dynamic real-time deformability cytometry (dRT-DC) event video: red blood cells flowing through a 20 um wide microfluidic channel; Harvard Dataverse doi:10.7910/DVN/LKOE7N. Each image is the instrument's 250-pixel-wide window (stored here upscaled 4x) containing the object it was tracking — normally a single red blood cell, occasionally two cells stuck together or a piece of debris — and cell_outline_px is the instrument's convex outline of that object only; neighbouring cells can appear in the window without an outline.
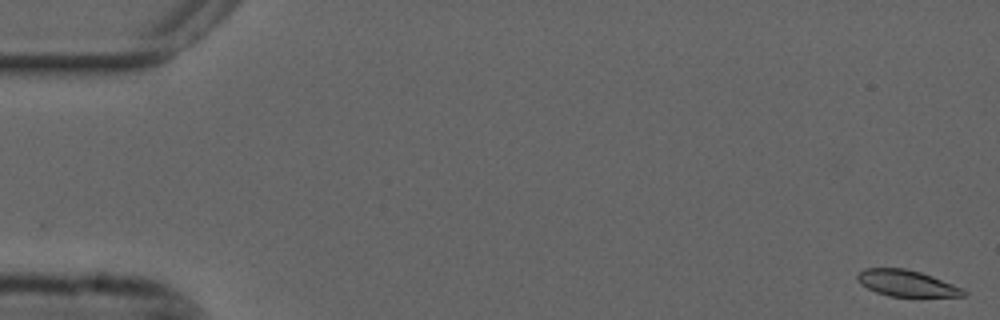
{"species": "common noctule bat (a hibernating species)", "species_latin": "Nyctalus noctula", "temperature_condition": "cold", "stored_images_in_passage": 55, "camera_frame_rate_fps": 3000, "um_per_image_px": 0.085, "animal": {"sex": "male", "forearm_length_mm": 52.5}, "frame": {"image": 1, "passage_image": 1, "time_ms": 0.0, "image_size_px": [1000, 320], "cell_outline_px": [[968, 292], [964, 296], [888, 296], [876, 292], [860, 284], [856, 280], [856, 276], [864, 268], [904, 268], [920, 272], [932, 276], [952, 284]], "centroid_in_image_um": [77.01, 24.07], "position_along_channel_um": 8.0, "area_um2": 16.07}}
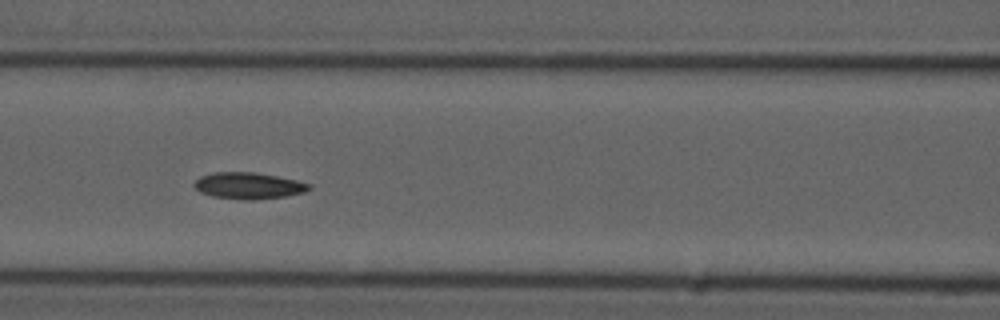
{"frame": {"image": 2, "passage_image": 24, "time_ms": 7.667, "image_size_px": [1000, 320], "cell_outline_px": [[312, 188], [304, 192], [284, 196], [252, 200], [244, 200], [212, 196], [200, 192], [192, 184], [200, 176], [212, 172], [256, 172], [296, 180], [312, 184]], "centroid_in_image_um": [21.11, 15.78], "position_along_channel_um": 145.5, "area_um2": 17.74}}
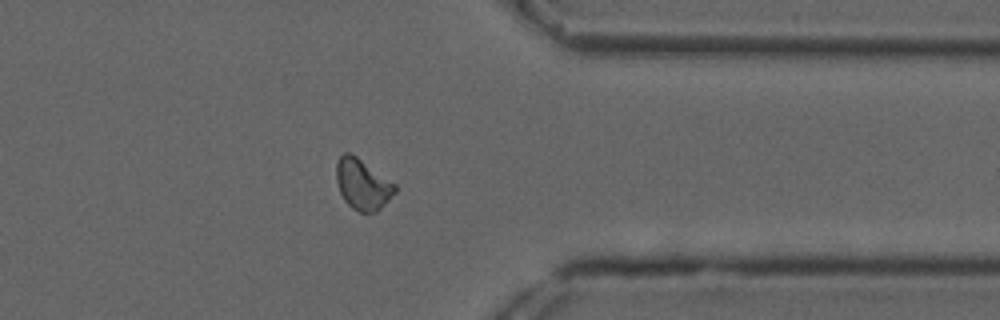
{"frame": {"image": 3, "passage_image": 44, "time_ms": 14.333, "image_size_px": [1000, 320], "cell_outline_px": [[396, 192], [376, 212], [360, 212], [352, 208], [344, 200], [340, 192], [336, 180], [336, 164], [340, 156], [344, 152], [352, 152], [396, 184]], "centroid_in_image_um": [30.81, 15.64], "position_along_channel_um": 380.6, "area_um2": 17.4}, "authors_computed_cell_mechanics": {"area_um2": 17.34, "velocity_mm_per_s": 3.6711, "shape_relaxation_time_tau1_ms": null, "shape_relaxation_time_tau2_ms": 4.8156, "deformation_change_tau1": null, "deformation_change_tau2": 0.0956}}